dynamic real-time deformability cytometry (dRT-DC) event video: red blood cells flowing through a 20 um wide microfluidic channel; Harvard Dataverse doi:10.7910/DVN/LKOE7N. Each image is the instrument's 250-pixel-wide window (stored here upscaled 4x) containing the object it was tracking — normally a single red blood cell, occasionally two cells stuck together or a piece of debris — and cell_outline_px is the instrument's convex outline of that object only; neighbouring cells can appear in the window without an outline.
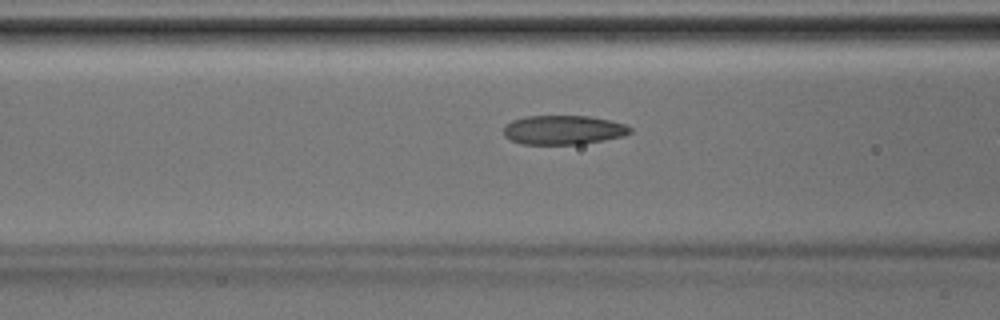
{"species": "Egyptian fruit bat (a non-hibernating species)", "species_latin": "Rousettus aegyptiacus", "temperature_condition": "room temperature", "stored_images_in_passage": 11, "camera_frame_rate_fps": 3000, "um_per_image_px": 0.085, "animal": {"sex": "male"}, "frame": {"image": 1, "passage_image": 10, "time_ms": 3.0, "image_size_px": [1000, 320], "cell_outline_px": [[632, 132], [624, 136], [604, 140], [580, 144], [520, 144], [504, 136], [504, 124], [512, 120], [524, 116], [588, 116], [608, 120], [624, 124], [632, 128]], "centroid_in_image_um": [47.86, 11.04], "position_along_channel_um": 118.7, "area_um2": 21.56}}